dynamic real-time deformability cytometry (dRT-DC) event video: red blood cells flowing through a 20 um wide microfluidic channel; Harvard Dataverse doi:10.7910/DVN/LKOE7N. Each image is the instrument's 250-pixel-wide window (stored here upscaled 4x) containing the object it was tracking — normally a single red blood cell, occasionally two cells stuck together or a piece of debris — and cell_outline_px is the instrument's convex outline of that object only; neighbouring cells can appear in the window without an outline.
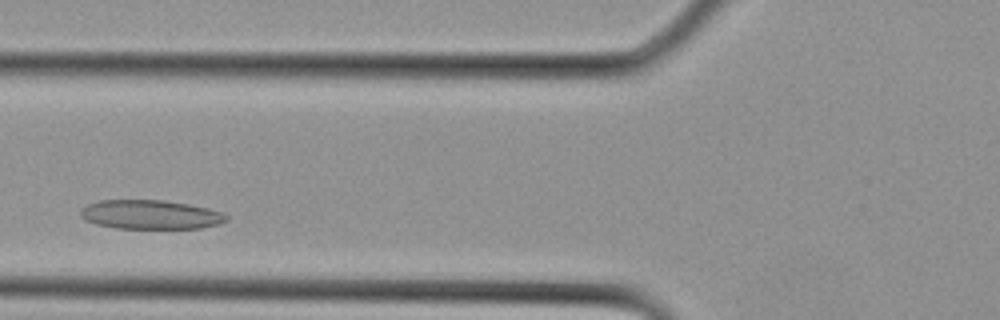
{"species": "Egyptian fruit bat (a non-hibernating species)", "species_latin": "Rousettus aegyptiacus", "temperature_condition": "cold", "stored_images_in_passage": 8, "camera_frame_rate_fps": 3000, "um_per_image_px": 0.085, "animal": {"sex": "female"}, "frame": {"image": 1, "passage_image": 3, "time_ms": 0.667, "image_size_px": [1000, 320], "cell_outline_px": [[228, 220], [220, 224], [200, 228], [116, 228], [96, 224], [84, 220], [80, 216], [80, 208], [88, 204], [100, 200], [164, 200], [188, 204], [208, 208], [224, 212], [228, 216]], "centroid_in_image_um": [12.79, 18.24], "position_along_channel_um": 113.0, "area_um2": 24.91}}
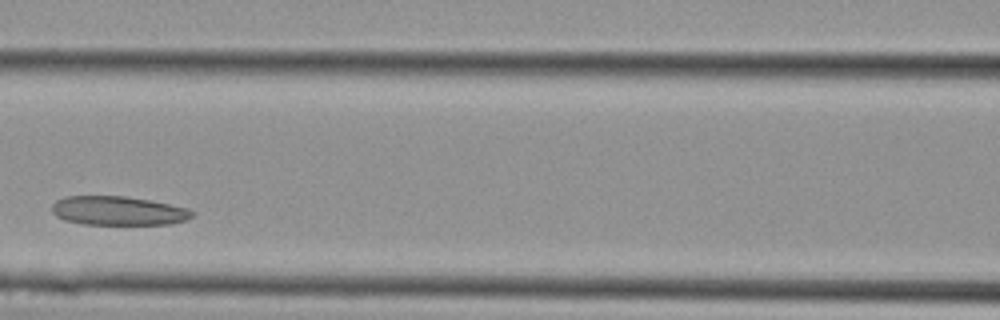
{"frame": {"image": 2, "passage_image": 5, "time_ms": 1.333, "image_size_px": [1000, 320], "cell_outline_px": [[196, 212], [188, 220], [168, 224], [80, 224], [64, 220], [56, 216], [52, 212], [52, 204], [56, 200], [64, 196], [124, 196], [148, 200], [188, 208]], "centroid_in_image_um": [10.03, 17.92], "position_along_channel_um": 156.6, "area_um2": 23.76}}
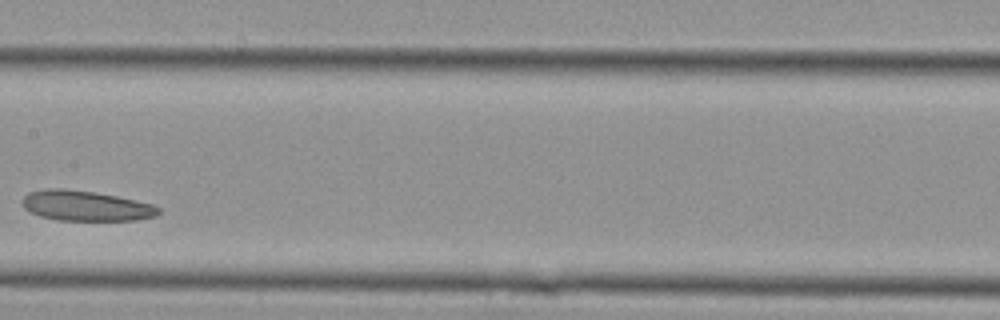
{"frame": {"image": 3, "passage_image": 7, "time_ms": 2.0, "image_size_px": [1000, 320], "cell_outline_px": [[160, 212], [156, 216], [136, 220], [60, 220], [40, 216], [24, 208], [24, 196], [28, 192], [48, 188], [60, 188], [92, 192], [116, 196], [152, 204], [160, 208]], "centroid_in_image_um": [7.31, 17.49], "position_along_channel_um": 200.1, "area_um2": 23.64}}